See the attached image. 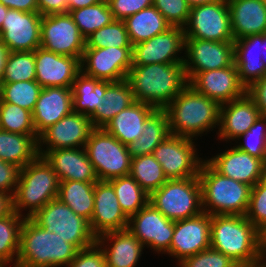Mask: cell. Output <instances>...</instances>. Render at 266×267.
Returning <instances> with one entry per match:
<instances>
[{
	"label": "cell",
	"mask_w": 266,
	"mask_h": 267,
	"mask_svg": "<svg viewBox=\"0 0 266 267\" xmlns=\"http://www.w3.org/2000/svg\"><path fill=\"white\" fill-rule=\"evenodd\" d=\"M220 108L218 102L198 93L188 84L164 110L172 135L199 140L211 131L217 134Z\"/></svg>",
	"instance_id": "obj_1"
},
{
	"label": "cell",
	"mask_w": 266,
	"mask_h": 267,
	"mask_svg": "<svg viewBox=\"0 0 266 267\" xmlns=\"http://www.w3.org/2000/svg\"><path fill=\"white\" fill-rule=\"evenodd\" d=\"M127 80L135 101L165 109L188 85L183 63L132 65Z\"/></svg>",
	"instance_id": "obj_2"
},
{
	"label": "cell",
	"mask_w": 266,
	"mask_h": 267,
	"mask_svg": "<svg viewBox=\"0 0 266 267\" xmlns=\"http://www.w3.org/2000/svg\"><path fill=\"white\" fill-rule=\"evenodd\" d=\"M210 247L236 263L259 258L264 252V235L240 215H212Z\"/></svg>",
	"instance_id": "obj_3"
},
{
	"label": "cell",
	"mask_w": 266,
	"mask_h": 267,
	"mask_svg": "<svg viewBox=\"0 0 266 267\" xmlns=\"http://www.w3.org/2000/svg\"><path fill=\"white\" fill-rule=\"evenodd\" d=\"M79 250L31 218H25L20 235L17 265L20 267H68Z\"/></svg>",
	"instance_id": "obj_4"
},
{
	"label": "cell",
	"mask_w": 266,
	"mask_h": 267,
	"mask_svg": "<svg viewBox=\"0 0 266 267\" xmlns=\"http://www.w3.org/2000/svg\"><path fill=\"white\" fill-rule=\"evenodd\" d=\"M59 183L51 165L44 157L38 156L19 171L17 188L12 197L13 211L24 218L32 217L58 197Z\"/></svg>",
	"instance_id": "obj_5"
},
{
	"label": "cell",
	"mask_w": 266,
	"mask_h": 267,
	"mask_svg": "<svg viewBox=\"0 0 266 267\" xmlns=\"http://www.w3.org/2000/svg\"><path fill=\"white\" fill-rule=\"evenodd\" d=\"M199 180L202 190L203 212L209 215H246L251 186L221 175L206 160Z\"/></svg>",
	"instance_id": "obj_6"
},
{
	"label": "cell",
	"mask_w": 266,
	"mask_h": 267,
	"mask_svg": "<svg viewBox=\"0 0 266 267\" xmlns=\"http://www.w3.org/2000/svg\"><path fill=\"white\" fill-rule=\"evenodd\" d=\"M149 202L174 222L197 216L203 212L199 177L167 180L150 195Z\"/></svg>",
	"instance_id": "obj_7"
},
{
	"label": "cell",
	"mask_w": 266,
	"mask_h": 267,
	"mask_svg": "<svg viewBox=\"0 0 266 267\" xmlns=\"http://www.w3.org/2000/svg\"><path fill=\"white\" fill-rule=\"evenodd\" d=\"M30 218L46 231L73 244L78 250L96 243L97 237L92 233L89 221L75 214L58 198L48 202Z\"/></svg>",
	"instance_id": "obj_8"
},
{
	"label": "cell",
	"mask_w": 266,
	"mask_h": 267,
	"mask_svg": "<svg viewBox=\"0 0 266 267\" xmlns=\"http://www.w3.org/2000/svg\"><path fill=\"white\" fill-rule=\"evenodd\" d=\"M97 178L109 181L130 173L131 157L126 145L104 128H93L85 145Z\"/></svg>",
	"instance_id": "obj_9"
},
{
	"label": "cell",
	"mask_w": 266,
	"mask_h": 267,
	"mask_svg": "<svg viewBox=\"0 0 266 267\" xmlns=\"http://www.w3.org/2000/svg\"><path fill=\"white\" fill-rule=\"evenodd\" d=\"M197 143L195 139L170 134L154 149L152 155L162 166L168 180L199 175L205 158Z\"/></svg>",
	"instance_id": "obj_10"
},
{
	"label": "cell",
	"mask_w": 266,
	"mask_h": 267,
	"mask_svg": "<svg viewBox=\"0 0 266 267\" xmlns=\"http://www.w3.org/2000/svg\"><path fill=\"white\" fill-rule=\"evenodd\" d=\"M186 39L234 42L228 4L218 1L191 7Z\"/></svg>",
	"instance_id": "obj_11"
},
{
	"label": "cell",
	"mask_w": 266,
	"mask_h": 267,
	"mask_svg": "<svg viewBox=\"0 0 266 267\" xmlns=\"http://www.w3.org/2000/svg\"><path fill=\"white\" fill-rule=\"evenodd\" d=\"M40 47L81 61L85 38L69 13L42 16Z\"/></svg>",
	"instance_id": "obj_12"
},
{
	"label": "cell",
	"mask_w": 266,
	"mask_h": 267,
	"mask_svg": "<svg viewBox=\"0 0 266 267\" xmlns=\"http://www.w3.org/2000/svg\"><path fill=\"white\" fill-rule=\"evenodd\" d=\"M174 226V221L166 218L149 202L129 218L127 229L140 240L145 249L149 248L158 256H165L170 249Z\"/></svg>",
	"instance_id": "obj_13"
},
{
	"label": "cell",
	"mask_w": 266,
	"mask_h": 267,
	"mask_svg": "<svg viewBox=\"0 0 266 267\" xmlns=\"http://www.w3.org/2000/svg\"><path fill=\"white\" fill-rule=\"evenodd\" d=\"M80 66L83 74L98 80L127 79L132 66V47L85 48Z\"/></svg>",
	"instance_id": "obj_14"
},
{
	"label": "cell",
	"mask_w": 266,
	"mask_h": 267,
	"mask_svg": "<svg viewBox=\"0 0 266 267\" xmlns=\"http://www.w3.org/2000/svg\"><path fill=\"white\" fill-rule=\"evenodd\" d=\"M234 63V42L185 39L184 69L188 83L199 73Z\"/></svg>",
	"instance_id": "obj_15"
},
{
	"label": "cell",
	"mask_w": 266,
	"mask_h": 267,
	"mask_svg": "<svg viewBox=\"0 0 266 267\" xmlns=\"http://www.w3.org/2000/svg\"><path fill=\"white\" fill-rule=\"evenodd\" d=\"M185 39L184 28L171 27L164 33L133 45L132 65L183 63Z\"/></svg>",
	"instance_id": "obj_16"
},
{
	"label": "cell",
	"mask_w": 266,
	"mask_h": 267,
	"mask_svg": "<svg viewBox=\"0 0 266 267\" xmlns=\"http://www.w3.org/2000/svg\"><path fill=\"white\" fill-rule=\"evenodd\" d=\"M92 129L90 117L72 111L39 135V156L43 157L49 150L85 148Z\"/></svg>",
	"instance_id": "obj_17"
},
{
	"label": "cell",
	"mask_w": 266,
	"mask_h": 267,
	"mask_svg": "<svg viewBox=\"0 0 266 267\" xmlns=\"http://www.w3.org/2000/svg\"><path fill=\"white\" fill-rule=\"evenodd\" d=\"M211 215L202 212L197 216L175 221L170 249L165 253L176 264L210 248Z\"/></svg>",
	"instance_id": "obj_18"
},
{
	"label": "cell",
	"mask_w": 266,
	"mask_h": 267,
	"mask_svg": "<svg viewBox=\"0 0 266 267\" xmlns=\"http://www.w3.org/2000/svg\"><path fill=\"white\" fill-rule=\"evenodd\" d=\"M42 15L8 9L2 23L0 40L9 52H29L40 47Z\"/></svg>",
	"instance_id": "obj_19"
},
{
	"label": "cell",
	"mask_w": 266,
	"mask_h": 267,
	"mask_svg": "<svg viewBox=\"0 0 266 267\" xmlns=\"http://www.w3.org/2000/svg\"><path fill=\"white\" fill-rule=\"evenodd\" d=\"M231 145L205 160L221 175L254 187L262 179L263 161Z\"/></svg>",
	"instance_id": "obj_20"
},
{
	"label": "cell",
	"mask_w": 266,
	"mask_h": 267,
	"mask_svg": "<svg viewBox=\"0 0 266 267\" xmlns=\"http://www.w3.org/2000/svg\"><path fill=\"white\" fill-rule=\"evenodd\" d=\"M128 222L129 218L122 211L112 184L98 180L94 187V210L89 222L92 233L98 237L107 232L126 230Z\"/></svg>",
	"instance_id": "obj_21"
},
{
	"label": "cell",
	"mask_w": 266,
	"mask_h": 267,
	"mask_svg": "<svg viewBox=\"0 0 266 267\" xmlns=\"http://www.w3.org/2000/svg\"><path fill=\"white\" fill-rule=\"evenodd\" d=\"M188 84L220 105L242 97L247 92V88L240 82L234 63L221 69L199 72Z\"/></svg>",
	"instance_id": "obj_22"
},
{
	"label": "cell",
	"mask_w": 266,
	"mask_h": 267,
	"mask_svg": "<svg viewBox=\"0 0 266 267\" xmlns=\"http://www.w3.org/2000/svg\"><path fill=\"white\" fill-rule=\"evenodd\" d=\"M260 115L255 101L247 92L242 97L222 104L217 138L214 139L222 142V147L232 144L249 130Z\"/></svg>",
	"instance_id": "obj_23"
},
{
	"label": "cell",
	"mask_w": 266,
	"mask_h": 267,
	"mask_svg": "<svg viewBox=\"0 0 266 267\" xmlns=\"http://www.w3.org/2000/svg\"><path fill=\"white\" fill-rule=\"evenodd\" d=\"M35 80L42 88L72 87L81 72L80 60L42 47L35 50Z\"/></svg>",
	"instance_id": "obj_24"
},
{
	"label": "cell",
	"mask_w": 266,
	"mask_h": 267,
	"mask_svg": "<svg viewBox=\"0 0 266 267\" xmlns=\"http://www.w3.org/2000/svg\"><path fill=\"white\" fill-rule=\"evenodd\" d=\"M96 243L105 255L106 267H136L143 260L145 247L128 229L104 233Z\"/></svg>",
	"instance_id": "obj_25"
},
{
	"label": "cell",
	"mask_w": 266,
	"mask_h": 267,
	"mask_svg": "<svg viewBox=\"0 0 266 267\" xmlns=\"http://www.w3.org/2000/svg\"><path fill=\"white\" fill-rule=\"evenodd\" d=\"M71 87L42 88L32 112L36 133L40 135L73 111Z\"/></svg>",
	"instance_id": "obj_26"
},
{
	"label": "cell",
	"mask_w": 266,
	"mask_h": 267,
	"mask_svg": "<svg viewBox=\"0 0 266 267\" xmlns=\"http://www.w3.org/2000/svg\"><path fill=\"white\" fill-rule=\"evenodd\" d=\"M43 157L51 165L59 181L97 182L99 180L85 148L49 150Z\"/></svg>",
	"instance_id": "obj_27"
},
{
	"label": "cell",
	"mask_w": 266,
	"mask_h": 267,
	"mask_svg": "<svg viewBox=\"0 0 266 267\" xmlns=\"http://www.w3.org/2000/svg\"><path fill=\"white\" fill-rule=\"evenodd\" d=\"M263 34L250 35L234 40V64L240 82L249 88L254 82L266 77L262 62Z\"/></svg>",
	"instance_id": "obj_28"
},
{
	"label": "cell",
	"mask_w": 266,
	"mask_h": 267,
	"mask_svg": "<svg viewBox=\"0 0 266 267\" xmlns=\"http://www.w3.org/2000/svg\"><path fill=\"white\" fill-rule=\"evenodd\" d=\"M228 7L234 40L266 32V6L261 0H236Z\"/></svg>",
	"instance_id": "obj_29"
},
{
	"label": "cell",
	"mask_w": 266,
	"mask_h": 267,
	"mask_svg": "<svg viewBox=\"0 0 266 267\" xmlns=\"http://www.w3.org/2000/svg\"><path fill=\"white\" fill-rule=\"evenodd\" d=\"M155 110L149 104L136 101L113 117L104 129L128 146L142 134L146 120Z\"/></svg>",
	"instance_id": "obj_30"
},
{
	"label": "cell",
	"mask_w": 266,
	"mask_h": 267,
	"mask_svg": "<svg viewBox=\"0 0 266 267\" xmlns=\"http://www.w3.org/2000/svg\"><path fill=\"white\" fill-rule=\"evenodd\" d=\"M134 102L136 101L127 79L116 82L105 80V95L90 116L93 128H104L113 117Z\"/></svg>",
	"instance_id": "obj_31"
},
{
	"label": "cell",
	"mask_w": 266,
	"mask_h": 267,
	"mask_svg": "<svg viewBox=\"0 0 266 267\" xmlns=\"http://www.w3.org/2000/svg\"><path fill=\"white\" fill-rule=\"evenodd\" d=\"M39 135H22L0 129V159L20 169L39 156Z\"/></svg>",
	"instance_id": "obj_32"
},
{
	"label": "cell",
	"mask_w": 266,
	"mask_h": 267,
	"mask_svg": "<svg viewBox=\"0 0 266 267\" xmlns=\"http://www.w3.org/2000/svg\"><path fill=\"white\" fill-rule=\"evenodd\" d=\"M170 134L166 111L156 109L146 120L142 134L127 146L130 157L152 154L154 149Z\"/></svg>",
	"instance_id": "obj_33"
},
{
	"label": "cell",
	"mask_w": 266,
	"mask_h": 267,
	"mask_svg": "<svg viewBox=\"0 0 266 267\" xmlns=\"http://www.w3.org/2000/svg\"><path fill=\"white\" fill-rule=\"evenodd\" d=\"M124 22L132 45L147 41L172 27L154 6L142 9Z\"/></svg>",
	"instance_id": "obj_34"
},
{
	"label": "cell",
	"mask_w": 266,
	"mask_h": 267,
	"mask_svg": "<svg viewBox=\"0 0 266 267\" xmlns=\"http://www.w3.org/2000/svg\"><path fill=\"white\" fill-rule=\"evenodd\" d=\"M96 182L60 181L58 199L73 212L90 222L94 210V187Z\"/></svg>",
	"instance_id": "obj_35"
},
{
	"label": "cell",
	"mask_w": 266,
	"mask_h": 267,
	"mask_svg": "<svg viewBox=\"0 0 266 267\" xmlns=\"http://www.w3.org/2000/svg\"><path fill=\"white\" fill-rule=\"evenodd\" d=\"M73 112L90 117L105 95V80H98L80 72L72 84Z\"/></svg>",
	"instance_id": "obj_36"
},
{
	"label": "cell",
	"mask_w": 266,
	"mask_h": 267,
	"mask_svg": "<svg viewBox=\"0 0 266 267\" xmlns=\"http://www.w3.org/2000/svg\"><path fill=\"white\" fill-rule=\"evenodd\" d=\"M24 219L15 211L0 219V262L4 266L17 265Z\"/></svg>",
	"instance_id": "obj_37"
},
{
	"label": "cell",
	"mask_w": 266,
	"mask_h": 267,
	"mask_svg": "<svg viewBox=\"0 0 266 267\" xmlns=\"http://www.w3.org/2000/svg\"><path fill=\"white\" fill-rule=\"evenodd\" d=\"M129 174L148 195L168 180L162 166L152 154L131 158Z\"/></svg>",
	"instance_id": "obj_38"
},
{
	"label": "cell",
	"mask_w": 266,
	"mask_h": 267,
	"mask_svg": "<svg viewBox=\"0 0 266 267\" xmlns=\"http://www.w3.org/2000/svg\"><path fill=\"white\" fill-rule=\"evenodd\" d=\"M124 214L130 218L149 203L148 195L128 174L109 180Z\"/></svg>",
	"instance_id": "obj_39"
},
{
	"label": "cell",
	"mask_w": 266,
	"mask_h": 267,
	"mask_svg": "<svg viewBox=\"0 0 266 267\" xmlns=\"http://www.w3.org/2000/svg\"><path fill=\"white\" fill-rule=\"evenodd\" d=\"M69 14L85 39L114 20L107 0L72 10Z\"/></svg>",
	"instance_id": "obj_40"
},
{
	"label": "cell",
	"mask_w": 266,
	"mask_h": 267,
	"mask_svg": "<svg viewBox=\"0 0 266 267\" xmlns=\"http://www.w3.org/2000/svg\"><path fill=\"white\" fill-rule=\"evenodd\" d=\"M41 90L36 80L1 83L0 102L12 103L33 112Z\"/></svg>",
	"instance_id": "obj_41"
},
{
	"label": "cell",
	"mask_w": 266,
	"mask_h": 267,
	"mask_svg": "<svg viewBox=\"0 0 266 267\" xmlns=\"http://www.w3.org/2000/svg\"><path fill=\"white\" fill-rule=\"evenodd\" d=\"M0 129L22 135H38L32 112L7 102H0Z\"/></svg>",
	"instance_id": "obj_42"
},
{
	"label": "cell",
	"mask_w": 266,
	"mask_h": 267,
	"mask_svg": "<svg viewBox=\"0 0 266 267\" xmlns=\"http://www.w3.org/2000/svg\"><path fill=\"white\" fill-rule=\"evenodd\" d=\"M133 47L123 20H113L85 39V48Z\"/></svg>",
	"instance_id": "obj_43"
},
{
	"label": "cell",
	"mask_w": 266,
	"mask_h": 267,
	"mask_svg": "<svg viewBox=\"0 0 266 267\" xmlns=\"http://www.w3.org/2000/svg\"><path fill=\"white\" fill-rule=\"evenodd\" d=\"M35 51L9 52L1 83L35 80Z\"/></svg>",
	"instance_id": "obj_44"
},
{
	"label": "cell",
	"mask_w": 266,
	"mask_h": 267,
	"mask_svg": "<svg viewBox=\"0 0 266 267\" xmlns=\"http://www.w3.org/2000/svg\"><path fill=\"white\" fill-rule=\"evenodd\" d=\"M232 145L264 161L266 158V115H260L249 130L236 139Z\"/></svg>",
	"instance_id": "obj_45"
},
{
	"label": "cell",
	"mask_w": 266,
	"mask_h": 267,
	"mask_svg": "<svg viewBox=\"0 0 266 267\" xmlns=\"http://www.w3.org/2000/svg\"><path fill=\"white\" fill-rule=\"evenodd\" d=\"M245 216L264 236L266 235V182L262 179L251 187Z\"/></svg>",
	"instance_id": "obj_46"
},
{
	"label": "cell",
	"mask_w": 266,
	"mask_h": 267,
	"mask_svg": "<svg viewBox=\"0 0 266 267\" xmlns=\"http://www.w3.org/2000/svg\"><path fill=\"white\" fill-rule=\"evenodd\" d=\"M153 6L172 27L186 26L191 10L186 0H153Z\"/></svg>",
	"instance_id": "obj_47"
},
{
	"label": "cell",
	"mask_w": 266,
	"mask_h": 267,
	"mask_svg": "<svg viewBox=\"0 0 266 267\" xmlns=\"http://www.w3.org/2000/svg\"><path fill=\"white\" fill-rule=\"evenodd\" d=\"M236 264L229 256L210 247L185 258L176 267H235Z\"/></svg>",
	"instance_id": "obj_48"
},
{
	"label": "cell",
	"mask_w": 266,
	"mask_h": 267,
	"mask_svg": "<svg viewBox=\"0 0 266 267\" xmlns=\"http://www.w3.org/2000/svg\"><path fill=\"white\" fill-rule=\"evenodd\" d=\"M114 20H125L133 14L153 6V0H107Z\"/></svg>",
	"instance_id": "obj_49"
},
{
	"label": "cell",
	"mask_w": 266,
	"mask_h": 267,
	"mask_svg": "<svg viewBox=\"0 0 266 267\" xmlns=\"http://www.w3.org/2000/svg\"><path fill=\"white\" fill-rule=\"evenodd\" d=\"M68 267H106L105 255L100 246L95 243L80 249Z\"/></svg>",
	"instance_id": "obj_50"
},
{
	"label": "cell",
	"mask_w": 266,
	"mask_h": 267,
	"mask_svg": "<svg viewBox=\"0 0 266 267\" xmlns=\"http://www.w3.org/2000/svg\"><path fill=\"white\" fill-rule=\"evenodd\" d=\"M20 168L0 159V191L8 195L15 194Z\"/></svg>",
	"instance_id": "obj_51"
},
{
	"label": "cell",
	"mask_w": 266,
	"mask_h": 267,
	"mask_svg": "<svg viewBox=\"0 0 266 267\" xmlns=\"http://www.w3.org/2000/svg\"><path fill=\"white\" fill-rule=\"evenodd\" d=\"M247 93L253 98L261 115H266V77L254 82Z\"/></svg>",
	"instance_id": "obj_52"
},
{
	"label": "cell",
	"mask_w": 266,
	"mask_h": 267,
	"mask_svg": "<svg viewBox=\"0 0 266 267\" xmlns=\"http://www.w3.org/2000/svg\"><path fill=\"white\" fill-rule=\"evenodd\" d=\"M37 5L42 16L68 13L67 0H37Z\"/></svg>",
	"instance_id": "obj_53"
},
{
	"label": "cell",
	"mask_w": 266,
	"mask_h": 267,
	"mask_svg": "<svg viewBox=\"0 0 266 267\" xmlns=\"http://www.w3.org/2000/svg\"><path fill=\"white\" fill-rule=\"evenodd\" d=\"M9 9L23 12H38L37 0H0Z\"/></svg>",
	"instance_id": "obj_54"
},
{
	"label": "cell",
	"mask_w": 266,
	"mask_h": 267,
	"mask_svg": "<svg viewBox=\"0 0 266 267\" xmlns=\"http://www.w3.org/2000/svg\"><path fill=\"white\" fill-rule=\"evenodd\" d=\"M13 211L12 196L0 191V219Z\"/></svg>",
	"instance_id": "obj_55"
},
{
	"label": "cell",
	"mask_w": 266,
	"mask_h": 267,
	"mask_svg": "<svg viewBox=\"0 0 266 267\" xmlns=\"http://www.w3.org/2000/svg\"><path fill=\"white\" fill-rule=\"evenodd\" d=\"M68 1V13L72 10L88 7L93 4H98L103 0H67Z\"/></svg>",
	"instance_id": "obj_56"
},
{
	"label": "cell",
	"mask_w": 266,
	"mask_h": 267,
	"mask_svg": "<svg viewBox=\"0 0 266 267\" xmlns=\"http://www.w3.org/2000/svg\"><path fill=\"white\" fill-rule=\"evenodd\" d=\"M8 54V47L0 40V85L4 75L5 64Z\"/></svg>",
	"instance_id": "obj_57"
},
{
	"label": "cell",
	"mask_w": 266,
	"mask_h": 267,
	"mask_svg": "<svg viewBox=\"0 0 266 267\" xmlns=\"http://www.w3.org/2000/svg\"><path fill=\"white\" fill-rule=\"evenodd\" d=\"M235 267H266V252L253 261L237 263Z\"/></svg>",
	"instance_id": "obj_58"
},
{
	"label": "cell",
	"mask_w": 266,
	"mask_h": 267,
	"mask_svg": "<svg viewBox=\"0 0 266 267\" xmlns=\"http://www.w3.org/2000/svg\"><path fill=\"white\" fill-rule=\"evenodd\" d=\"M191 7L197 6V5H202V4H209V3H214L218 2L221 0H186Z\"/></svg>",
	"instance_id": "obj_59"
},
{
	"label": "cell",
	"mask_w": 266,
	"mask_h": 267,
	"mask_svg": "<svg viewBox=\"0 0 266 267\" xmlns=\"http://www.w3.org/2000/svg\"><path fill=\"white\" fill-rule=\"evenodd\" d=\"M8 9L9 8L7 6H5L4 4L0 3V31H1V28H2V23L4 21V18L7 15Z\"/></svg>",
	"instance_id": "obj_60"
},
{
	"label": "cell",
	"mask_w": 266,
	"mask_h": 267,
	"mask_svg": "<svg viewBox=\"0 0 266 267\" xmlns=\"http://www.w3.org/2000/svg\"><path fill=\"white\" fill-rule=\"evenodd\" d=\"M261 59L266 67V32L263 33L262 58Z\"/></svg>",
	"instance_id": "obj_61"
},
{
	"label": "cell",
	"mask_w": 266,
	"mask_h": 267,
	"mask_svg": "<svg viewBox=\"0 0 266 267\" xmlns=\"http://www.w3.org/2000/svg\"><path fill=\"white\" fill-rule=\"evenodd\" d=\"M262 180L266 182V158L263 161Z\"/></svg>",
	"instance_id": "obj_62"
},
{
	"label": "cell",
	"mask_w": 266,
	"mask_h": 267,
	"mask_svg": "<svg viewBox=\"0 0 266 267\" xmlns=\"http://www.w3.org/2000/svg\"><path fill=\"white\" fill-rule=\"evenodd\" d=\"M221 1L226 3V4H229V3L233 2V1H236V0H221Z\"/></svg>",
	"instance_id": "obj_63"
},
{
	"label": "cell",
	"mask_w": 266,
	"mask_h": 267,
	"mask_svg": "<svg viewBox=\"0 0 266 267\" xmlns=\"http://www.w3.org/2000/svg\"><path fill=\"white\" fill-rule=\"evenodd\" d=\"M264 250L266 252V235L264 236Z\"/></svg>",
	"instance_id": "obj_64"
},
{
	"label": "cell",
	"mask_w": 266,
	"mask_h": 267,
	"mask_svg": "<svg viewBox=\"0 0 266 267\" xmlns=\"http://www.w3.org/2000/svg\"><path fill=\"white\" fill-rule=\"evenodd\" d=\"M3 267H20V266H18V265H5Z\"/></svg>",
	"instance_id": "obj_65"
},
{
	"label": "cell",
	"mask_w": 266,
	"mask_h": 267,
	"mask_svg": "<svg viewBox=\"0 0 266 267\" xmlns=\"http://www.w3.org/2000/svg\"><path fill=\"white\" fill-rule=\"evenodd\" d=\"M263 3H264V5L266 6V0H261Z\"/></svg>",
	"instance_id": "obj_66"
}]
</instances>
